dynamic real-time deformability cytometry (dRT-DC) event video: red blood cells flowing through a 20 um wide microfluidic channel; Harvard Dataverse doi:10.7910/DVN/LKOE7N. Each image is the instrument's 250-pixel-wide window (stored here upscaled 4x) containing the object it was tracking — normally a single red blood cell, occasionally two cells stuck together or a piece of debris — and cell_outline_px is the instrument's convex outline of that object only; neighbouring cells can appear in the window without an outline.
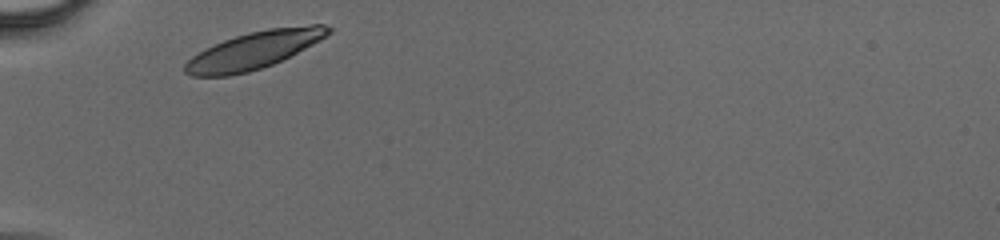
{"species": "human", "species_latin": "Homo sapiens", "temperature_condition": "cold", "stored_images_in_passage": 25, "camera_frame_rate_fps": 3000, "um_per_image_px": 0.085, "donor": {"sex": "male"}, "frame": {"image": 1, "passage_image": 1, "time_ms": 0.0, "image_size_px": [1000, 240], "cell_outline_px": [[332, 32], [320, 40], [272, 64], [248, 72], [228, 76], [192, 76], [184, 72], [184, 64], [192, 56], [224, 40], [248, 32], [268, 28], [308, 24], [324, 24], [332, 28]], "centroid_in_image_um": [21.61, 4.25], "position_along_channel_um": 63.4, "area_um2": 30.75}}
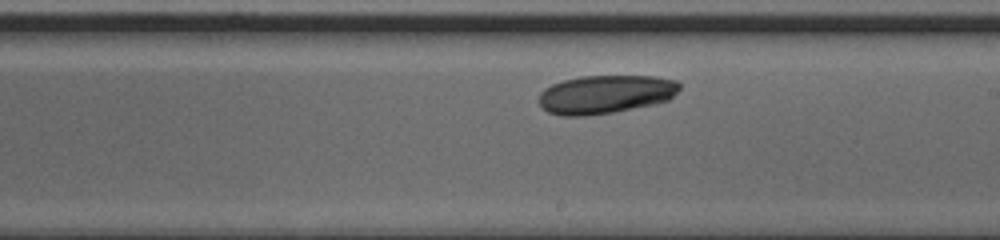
{"frame": {"image": 2, "passage_image": 14, "time_ms": 4.333, "image_size_px": [1000, 240], "cell_outline_px": [[680, 88], [668, 100], [652, 104], [612, 112], [584, 116], [560, 116], [548, 112], [536, 100], [540, 92], [544, 88], [552, 84], [564, 80], [580, 76], [656, 76], [676, 80], [680, 84]], "centroid_in_image_um": [51.42, 8.01], "position_along_channel_um": 237.6, "area_um2": 31.56}}
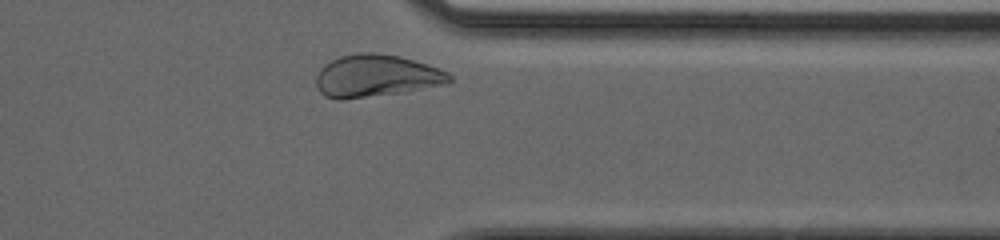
{"frame": {"image": 3, "passage_image": 24, "time_ms": 7.667, "image_size_px": [1000, 240], "cell_outline_px": [[452, 80], [440, 84], [404, 92], [364, 96], [324, 96], [320, 92], [316, 84], [316, 76], [320, 68], [324, 64], [340, 56], [356, 52], [372, 52], [400, 56], [440, 68], [448, 72], [452, 76]], "centroid_in_image_um": [31.98, 6.39], "position_along_channel_um": 379.4, "area_um2": 31.96}}